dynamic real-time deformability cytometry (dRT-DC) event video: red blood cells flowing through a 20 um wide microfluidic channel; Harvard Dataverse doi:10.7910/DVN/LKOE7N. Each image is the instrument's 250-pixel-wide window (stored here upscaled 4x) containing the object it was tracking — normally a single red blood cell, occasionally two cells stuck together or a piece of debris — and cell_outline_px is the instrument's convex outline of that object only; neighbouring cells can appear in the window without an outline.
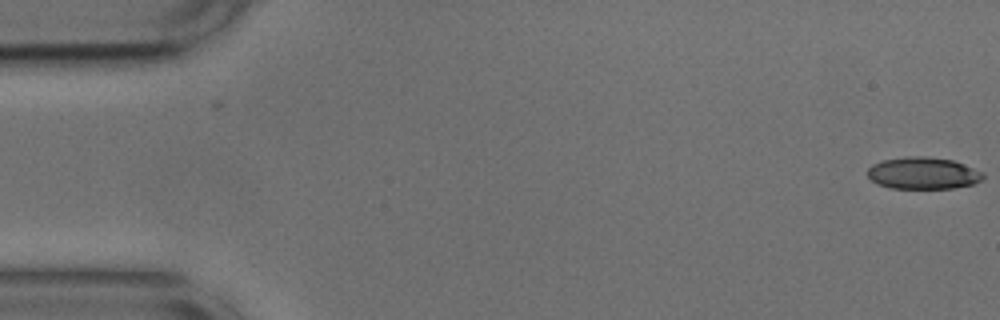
{"species": "common noctule bat (a hibernating species)", "species_latin": "Nyctalus noctula", "temperature_condition": "cold", "stored_images_in_passage": 4, "camera_frame_rate_fps": 3000, "um_per_image_px": 0.085, "animal": {"sex": "male", "body_mass_g": 17.9, "forearm_length_mm": 54.2}, "frame": {"image": 1, "passage_image": 4, "time_ms": 1.0, "image_size_px": [1000, 320], "cell_outline_px": [[984, 176], [980, 180], [972, 184], [952, 188], [892, 188], [876, 184], [868, 176], [868, 168], [872, 164], [884, 160], [904, 156], [924, 156], [952, 160], [964, 164], [984, 172]], "centroid_in_image_um": [78.45, 14.71], "position_along_channel_um": 6.6, "area_um2": 21.44}}